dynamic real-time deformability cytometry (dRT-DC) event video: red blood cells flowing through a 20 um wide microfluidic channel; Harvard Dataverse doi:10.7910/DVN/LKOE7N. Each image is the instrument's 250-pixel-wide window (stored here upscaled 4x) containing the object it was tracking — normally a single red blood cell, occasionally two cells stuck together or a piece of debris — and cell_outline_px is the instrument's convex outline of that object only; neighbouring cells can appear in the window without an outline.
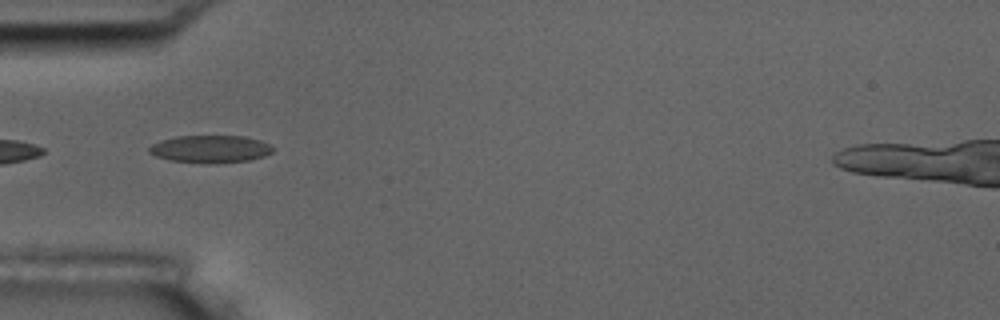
{"species": "common noctule bat (a hibernating species)", "species_latin": "Nyctalus noctula", "temperature_condition": "room temperature", "stored_images_in_passage": 3, "camera_frame_rate_fps": 3000, "um_per_image_px": 0.085, "animal": {"sex": "male", "body_mass_g": 17.5, "forearm_length_mm": 52.3}, "frame": {"image": 1, "passage_image": 2, "time_ms": 1.0, "image_size_px": [1000, 320], "cell_outline_px": [[276, 148], [272, 152], [264, 156], [248, 160], [216, 164], [168, 160], [156, 156], [148, 152], [148, 148], [152, 144], [160, 140], [176, 136], [244, 136], [260, 140]], "centroid_in_image_um": [17.87, 12.67], "position_along_channel_um": 67.1, "area_um2": 19.94}}